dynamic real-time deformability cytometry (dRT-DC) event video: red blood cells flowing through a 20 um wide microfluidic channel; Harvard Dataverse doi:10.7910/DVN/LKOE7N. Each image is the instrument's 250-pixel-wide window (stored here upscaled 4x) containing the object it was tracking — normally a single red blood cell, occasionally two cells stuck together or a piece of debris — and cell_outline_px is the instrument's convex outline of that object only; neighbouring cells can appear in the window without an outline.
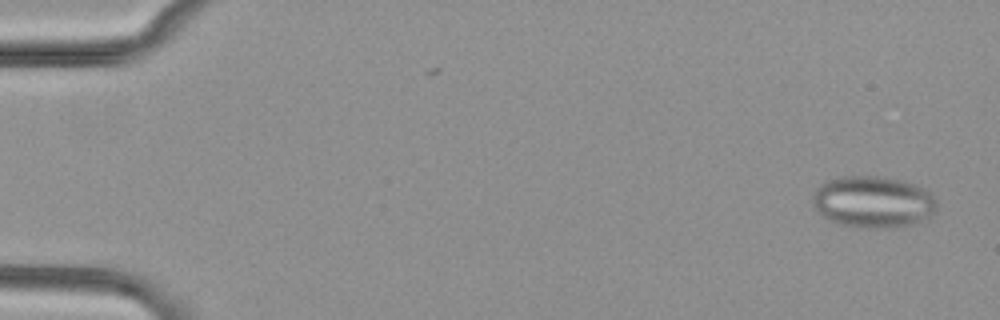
{"species": "common noctule bat (a hibernating species)", "species_latin": "Nyctalus noctula", "temperature_condition": "cold", "stored_images_in_passage": 52, "camera_frame_rate_fps": 3000, "um_per_image_px": 0.085, "animal": {"sex": "female", "body_mass_g": 29.2, "forearm_length_mm": 56.3}, "frame": {"image": 1, "passage_image": 3, "time_ms": 0.667, "image_size_px": [1000, 320], "cell_outline_px": [[936, 212], [916, 224], [896, 228], [856, 228], [836, 224], [828, 220], [816, 208], [812, 200], [812, 196], [816, 188], [820, 184], [828, 180], [840, 176], [876, 176], [900, 180], [924, 188], [936, 200]], "centroid_in_image_um": [74.2, 17.19], "position_along_channel_um": 10.8, "area_um2": 37.74}}
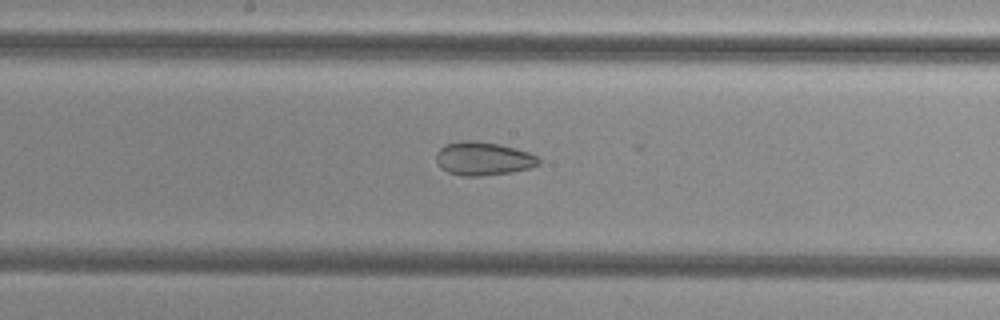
{"frame": {"image": 2, "passage_image": 30, "time_ms": 9.667, "image_size_px": [1000, 320], "cell_outline_px": [[540, 164], [528, 168], [512, 172], [480, 176], [464, 176], [448, 172], [440, 168], [436, 164], [436, 152], [444, 144], [460, 140], [476, 140], [500, 144], [516, 148], [528, 152], [536, 156], [540, 160]], "centroid_in_image_um": [41.03, 13.47], "position_along_channel_um": 207.2, "area_um2": 20.23}}
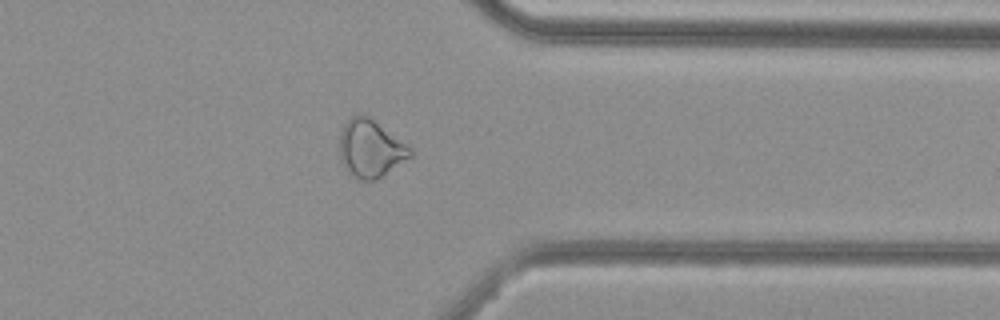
{"frame": {"image": 3, "passage_image": 44, "time_ms": 14.333, "image_size_px": [1000, 320], "cell_outline_px": [[412, 156], [384, 176], [372, 180], [356, 180], [344, 168], [340, 160], [340, 132], [344, 124], [356, 112], [364, 112], [412, 148]], "centroid_in_image_um": [31.48, 12.62], "position_along_channel_um": 379.9, "area_um2": 24.16}, "authors_computed_cell_mechanics": {"area_um2": 25.432, "velocity_mm_per_s": 3.8259, "shape_relaxation_time_tau1_ms": null, "shape_relaxation_time_tau2_ms": 3.9607, "deformation_change_tau1": null, "deformation_change_tau2": 0.0911}}